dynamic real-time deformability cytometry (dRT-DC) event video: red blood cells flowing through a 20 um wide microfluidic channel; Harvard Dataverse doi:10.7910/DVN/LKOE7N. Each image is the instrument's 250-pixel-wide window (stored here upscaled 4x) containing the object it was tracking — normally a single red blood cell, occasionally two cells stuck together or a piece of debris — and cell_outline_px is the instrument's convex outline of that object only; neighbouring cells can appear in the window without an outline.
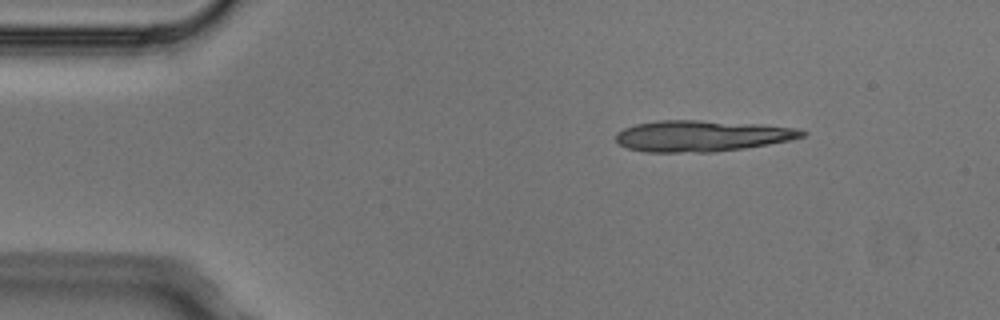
{"species": "Egyptian fruit bat (a non-hibernating species)", "species_latin": "Rousettus aegyptiacus", "temperature_condition": "cold", "stored_images_in_passage": 3, "camera_frame_rate_fps": 3000, "um_per_image_px": 0.085, "animal": {"sex": "male"}, "frame": {"image": 1, "passage_image": 1, "time_ms": 0.0, "image_size_px": [1000, 320], "cell_outline_px": [[808, 132], [804, 136], [792, 140], [744, 148], [712, 152], [644, 152], [628, 148], [620, 144], [616, 140], [616, 132], [624, 128], [636, 124], [656, 120], [700, 120], [760, 124], [800, 128]], "centroid_in_image_um": [59.68, 11.54], "position_along_channel_um": 25.3, "area_um2": 33.99}}